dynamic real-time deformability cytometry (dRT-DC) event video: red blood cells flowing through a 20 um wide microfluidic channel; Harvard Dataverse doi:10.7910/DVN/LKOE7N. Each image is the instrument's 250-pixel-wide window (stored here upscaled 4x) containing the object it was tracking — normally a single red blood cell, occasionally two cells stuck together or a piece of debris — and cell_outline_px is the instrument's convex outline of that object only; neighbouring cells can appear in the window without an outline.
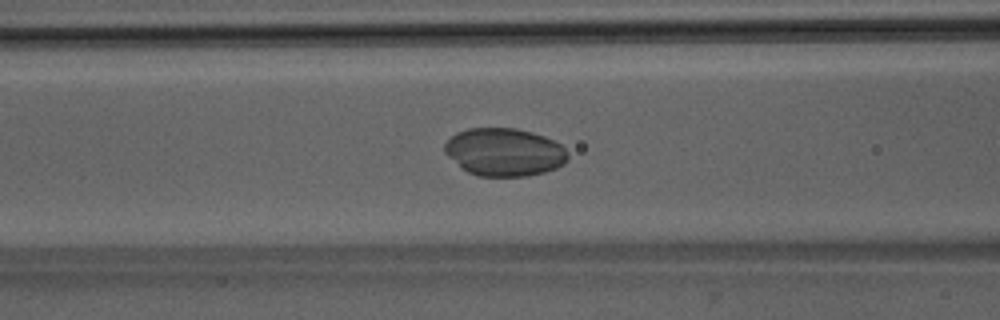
{"species": "Egyptian fruit bat (a non-hibernating species)", "species_latin": "Rousettus aegyptiacus", "temperature_condition": "room temperature", "stored_images_in_passage": 53, "camera_frame_rate_fps": 3000, "um_per_image_px": 0.085, "animal": {"sex": "male"}, "frame": {"image": 1, "passage_image": 22, "time_ms": 7.0, "image_size_px": [1000, 320], "cell_outline_px": [[568, 160], [564, 164], [556, 168], [544, 172], [528, 176], [476, 176], [460, 168], [444, 152], [444, 144], [456, 132], [468, 128], [516, 128], [532, 132], [544, 136], [560, 144], [564, 148], [568, 156]], "centroid_in_image_um": [42.85, 12.93], "position_along_channel_um": 123.8, "area_um2": 34.56}}
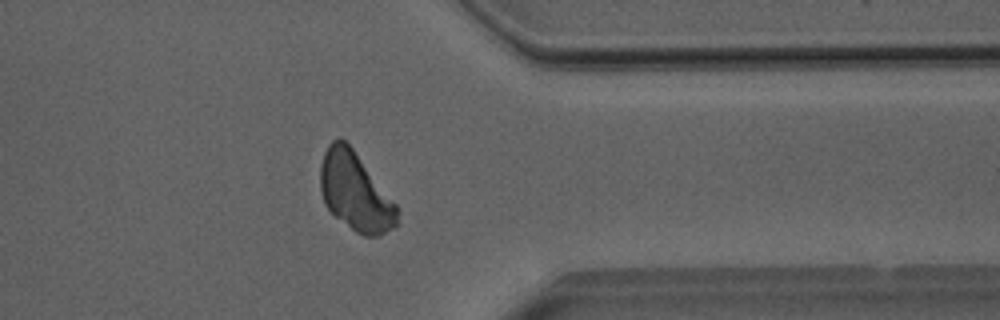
{"frame": {"image": 2, "passage_image": 42, "time_ms": 13.667, "image_size_px": [1000, 320], "cell_outline_px": [[396, 228], [380, 236], [364, 236], [356, 232], [336, 216], [324, 204], [320, 188], [320, 164], [324, 152], [328, 144], [332, 140], [340, 136], [352, 148], [396, 204]], "centroid_in_image_um": [30.17, 16.3], "position_along_channel_um": 381.2, "area_um2": 34.68}}
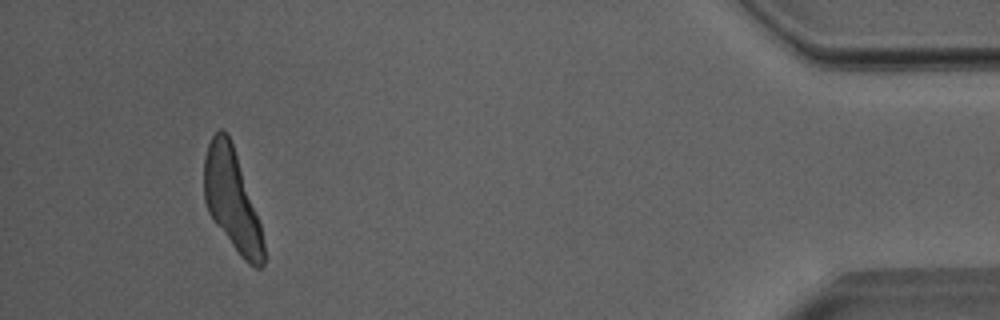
{"frame": {"image": 3, "passage_image": 49, "time_ms": 16.0, "image_size_px": [1000, 320], "cell_outline_px": [[264, 264], [260, 268], [256, 268], [248, 264], [240, 256], [212, 220], [208, 212], [204, 200], [204, 156], [208, 144], [212, 136], [220, 128], [224, 128], [232, 144], [260, 220], [264, 244]], "centroid_in_image_um": [19.71, 17.02], "position_along_channel_um": 415.5, "area_um2": 35.08}}